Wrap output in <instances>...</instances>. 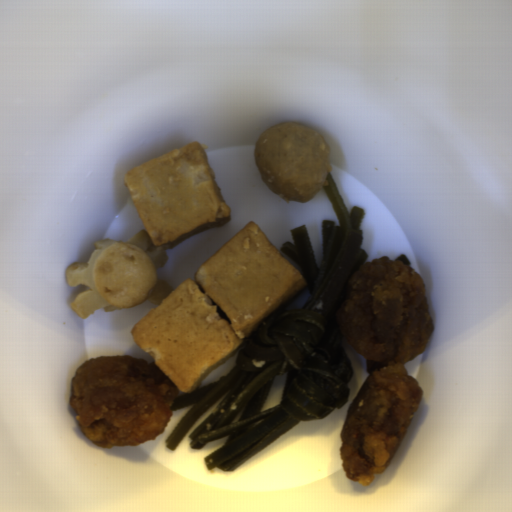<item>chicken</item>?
Wrapping results in <instances>:
<instances>
[{
    "label": "chicken",
    "mask_w": 512,
    "mask_h": 512,
    "mask_svg": "<svg viewBox=\"0 0 512 512\" xmlns=\"http://www.w3.org/2000/svg\"><path fill=\"white\" fill-rule=\"evenodd\" d=\"M337 310L340 333L366 359L368 374L346 412L339 447L351 482L369 487L384 474L424 398L405 365L421 355L433 333L426 284L389 256L363 263Z\"/></svg>",
    "instance_id": "1"
},
{
    "label": "chicken",
    "mask_w": 512,
    "mask_h": 512,
    "mask_svg": "<svg viewBox=\"0 0 512 512\" xmlns=\"http://www.w3.org/2000/svg\"><path fill=\"white\" fill-rule=\"evenodd\" d=\"M179 393L155 362L129 354L101 355L76 368L69 403L91 443L136 447L165 431Z\"/></svg>",
    "instance_id": "2"
}]
</instances>
